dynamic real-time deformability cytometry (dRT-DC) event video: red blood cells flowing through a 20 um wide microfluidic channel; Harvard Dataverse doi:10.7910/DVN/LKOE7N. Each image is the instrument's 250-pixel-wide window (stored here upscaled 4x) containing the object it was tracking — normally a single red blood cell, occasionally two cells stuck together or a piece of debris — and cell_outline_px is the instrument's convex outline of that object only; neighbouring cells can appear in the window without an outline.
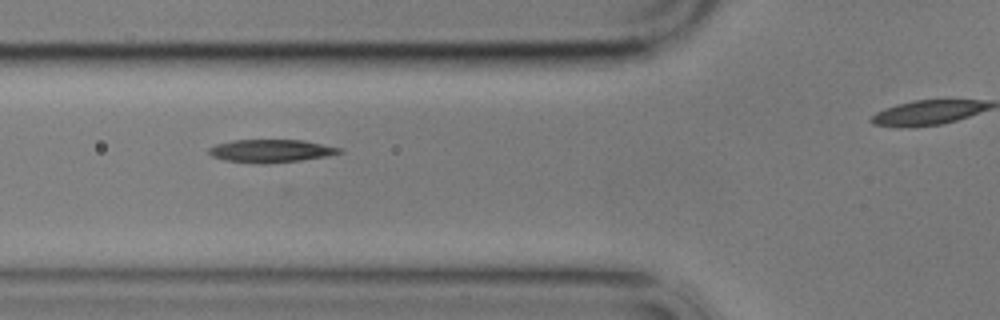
{"species": "common noctule bat (a hibernating species)", "species_latin": "Nyctalus noctula", "temperature_condition": "cold", "stored_images_in_passage": 12, "camera_frame_rate_fps": 3000, "um_per_image_px": 0.085, "animal": {"sex": "male", "body_mass_g": 17.9}, "frame": {"image": 1, "passage_image": 5, "time_ms": 4.333, "image_size_px": [1000, 320], "cell_outline_px": [[344, 152], [328, 156], [300, 160], [264, 164], [224, 160], [212, 156], [208, 152], [208, 148], [216, 144], [232, 140], [304, 140], [344, 148]], "centroid_in_image_um": [23.07, 12.82], "position_along_channel_um": 102.7, "area_um2": 17.57}}
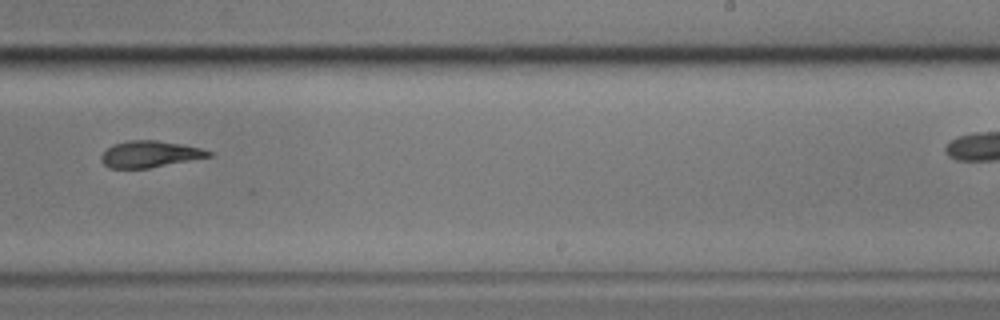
{"frame": {"image": 2, "passage_image": 9, "time_ms": 9.333, "image_size_px": [1000, 320], "cell_outline_px": [[212, 156], [148, 168], [108, 168], [100, 160], [100, 156], [112, 144], [128, 140], [156, 140], [180, 144], [200, 148], [212, 152]], "centroid_in_image_um": [12.69, 13.1], "position_along_channel_um": 276.3, "area_um2": 16.47}}
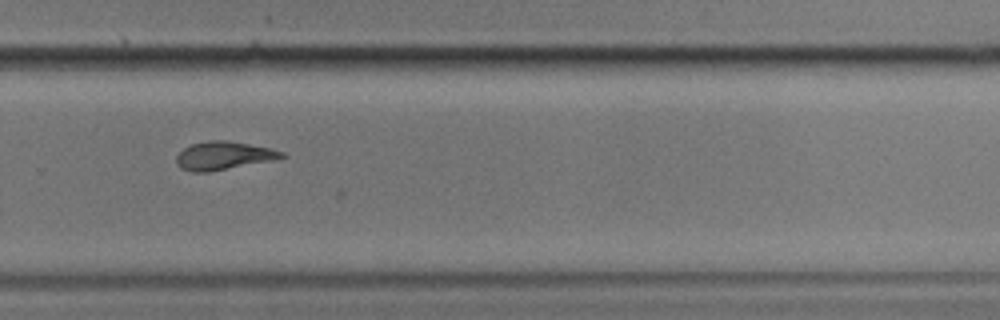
{"frame": {"image": 3, "passage_image": 10, "time_ms": 10.333, "image_size_px": [1000, 320], "cell_outline_px": [[288, 156], [272, 160], [208, 172], [192, 172], [180, 168], [176, 164], [176, 156], [184, 148], [192, 144], [208, 140], [224, 140], [272, 148], [284, 152]], "centroid_in_image_um": [18.99, 13.23], "position_along_channel_um": 310.8, "area_um2": 17.22}}